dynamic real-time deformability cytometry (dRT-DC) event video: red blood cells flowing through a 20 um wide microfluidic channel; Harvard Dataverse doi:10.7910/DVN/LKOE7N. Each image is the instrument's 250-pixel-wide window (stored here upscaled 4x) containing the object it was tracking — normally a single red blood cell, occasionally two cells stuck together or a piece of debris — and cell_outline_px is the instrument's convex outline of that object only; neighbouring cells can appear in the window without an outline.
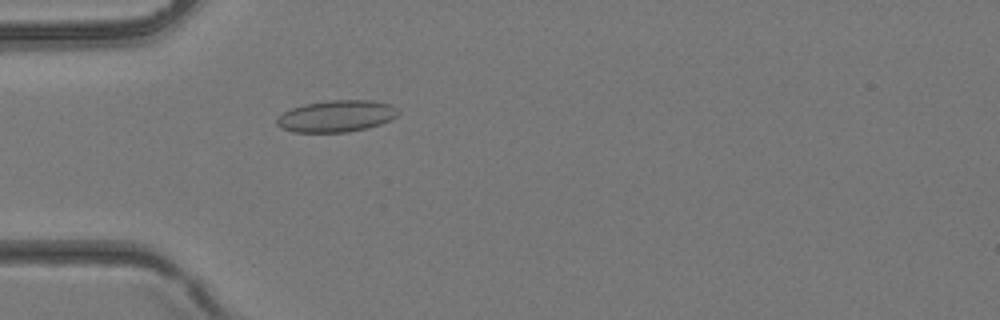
{"species": "common noctule bat (a hibernating species)", "species_latin": "Nyctalus noctula", "temperature_condition": "room temperature", "stored_images_in_passage": 29, "camera_frame_rate_fps": 3000, "um_per_image_px": 0.085, "animal": {"sex": "female", "body_mass_g": 24.6, "forearm_length_mm": 56.2}, "frame": {"image": 1, "passage_image": 1, "time_ms": 0.0, "image_size_px": [1000, 320], "cell_outline_px": [[400, 112], [396, 116], [380, 124], [368, 128], [348, 132], [292, 132], [280, 128], [276, 124], [276, 116], [292, 108], [304, 104], [332, 100], [372, 100], [392, 104]], "centroid_in_image_um": [28.57, 9.87], "position_along_channel_um": 56.4, "area_um2": 22.54}}
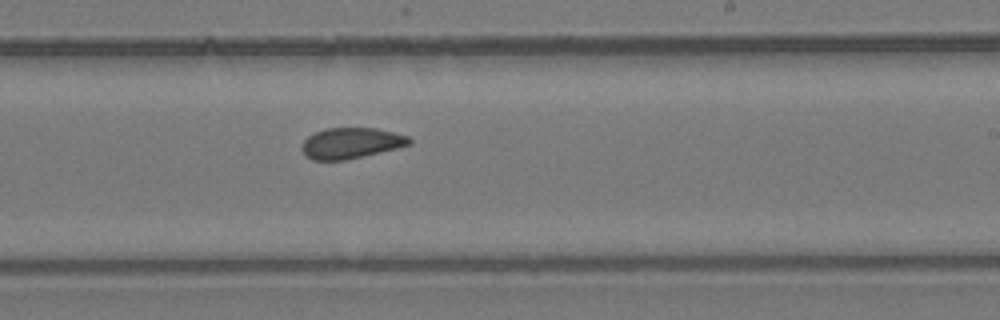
{"frame": {"image": 2, "passage_image": 13, "time_ms": 4.0, "image_size_px": [1000, 320], "cell_outline_px": [[412, 144], [348, 160], [312, 160], [304, 156], [300, 148], [304, 140], [308, 136], [324, 128], [376, 128], [408, 136], [412, 140]], "centroid_in_image_um": [29.8, 12.17], "position_along_channel_um": 259.2, "area_um2": 19.42}}
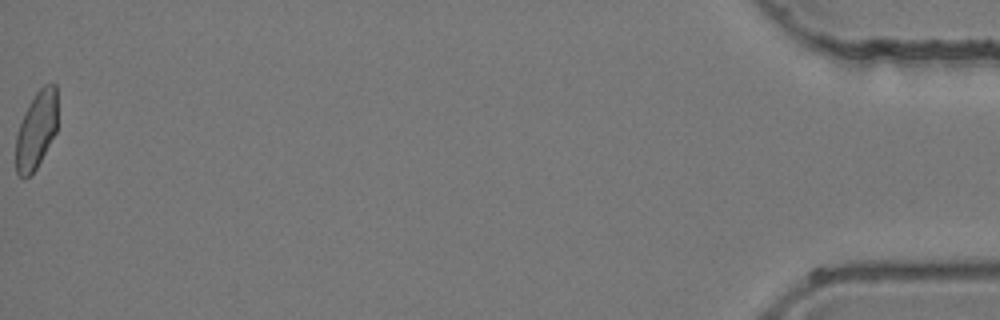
{"frame": {"image": 3, "passage_image": 29, "time_ms": 9.333, "image_size_px": [1000, 320], "cell_outline_px": [[56, 132], [32, 176], [20, 176], [16, 172], [16, 136], [24, 112], [36, 92], [44, 84], [56, 84]], "centroid_in_image_um": [3.08, 11.06], "position_along_channel_um": 432.1, "area_um2": 18.61}}